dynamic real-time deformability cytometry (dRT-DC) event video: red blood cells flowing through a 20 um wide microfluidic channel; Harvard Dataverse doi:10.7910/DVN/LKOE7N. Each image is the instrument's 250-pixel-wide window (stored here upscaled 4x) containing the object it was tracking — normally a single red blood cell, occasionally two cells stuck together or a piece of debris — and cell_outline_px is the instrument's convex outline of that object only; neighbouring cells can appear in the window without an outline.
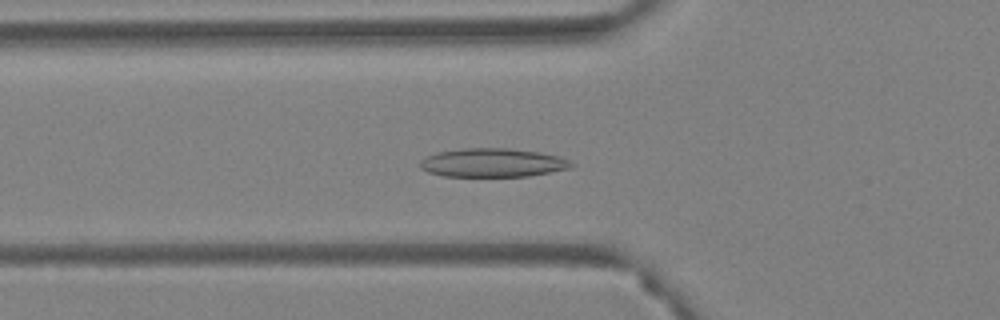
{"species": "Egyptian fruit bat (a non-hibernating species)", "species_latin": "Rousettus aegyptiacus", "temperature_condition": "warm", "stored_images_in_passage": 58, "camera_frame_rate_fps": 3000, "um_per_image_px": 0.085, "animal": {"sex": "female"}, "frame": {"image": 1, "passage_image": 21, "time_ms": 6.667, "image_size_px": [1000, 320], "cell_outline_px": [[576, 164], [572, 168], [528, 176], [444, 176], [428, 172], [420, 168], [420, 160], [436, 152], [464, 148], [508, 148], [540, 152], [560, 156]], "centroid_in_image_um": [41.9, 13.83], "position_along_channel_um": 83.9, "area_um2": 25.37}}
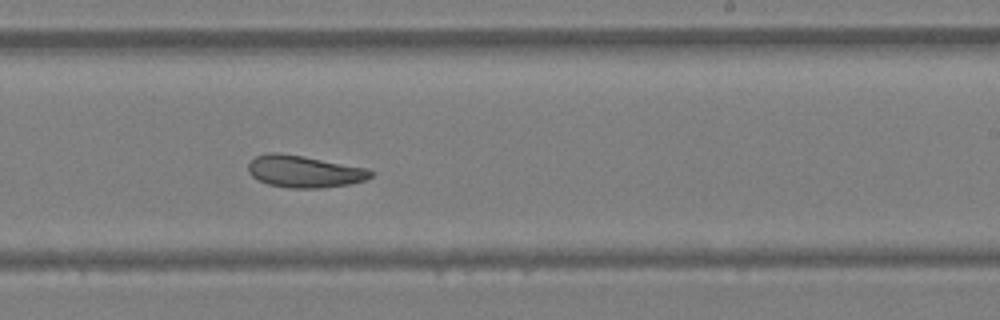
{"frame": {"image": 2, "passage_image": 36, "time_ms": 11.667, "image_size_px": [1000, 320], "cell_outline_px": [[372, 176], [364, 180], [348, 184], [320, 188], [288, 188], [268, 184], [252, 176], [248, 172], [248, 164], [256, 156], [268, 152], [276, 152], [300, 156], [368, 168], [372, 172]], "centroid_in_image_um": [25.84, 14.58], "position_along_channel_um": 263.2, "area_um2": 22.54}}
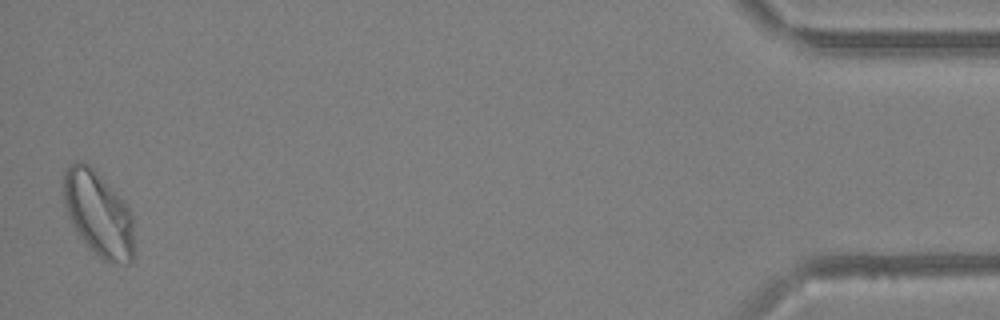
{"frame": {"image": 3, "passage_image": 57, "time_ms": 18.667, "image_size_px": [1000, 320], "cell_outline_px": [[132, 260], [128, 264], [112, 264], [104, 260], [88, 248], [76, 232], [68, 216], [64, 204], [64, 168], [68, 164], [76, 160], [84, 160], [100, 176], [128, 208], [132, 216]], "centroid_in_image_um": [8.31, 18.18], "position_along_channel_um": 426.9, "area_um2": 34.62}, "authors_computed_cell_mechanics": {"area_um2": 26.6169, "velocity_mm_per_s": 3.5831, "shape_relaxation_time_tau1_ms": 6.214, "shape_relaxation_time_tau2_ms": 2.8361, "deformation_change_tau1": 0.1358, "deformation_change_tau2": 0.0832}}